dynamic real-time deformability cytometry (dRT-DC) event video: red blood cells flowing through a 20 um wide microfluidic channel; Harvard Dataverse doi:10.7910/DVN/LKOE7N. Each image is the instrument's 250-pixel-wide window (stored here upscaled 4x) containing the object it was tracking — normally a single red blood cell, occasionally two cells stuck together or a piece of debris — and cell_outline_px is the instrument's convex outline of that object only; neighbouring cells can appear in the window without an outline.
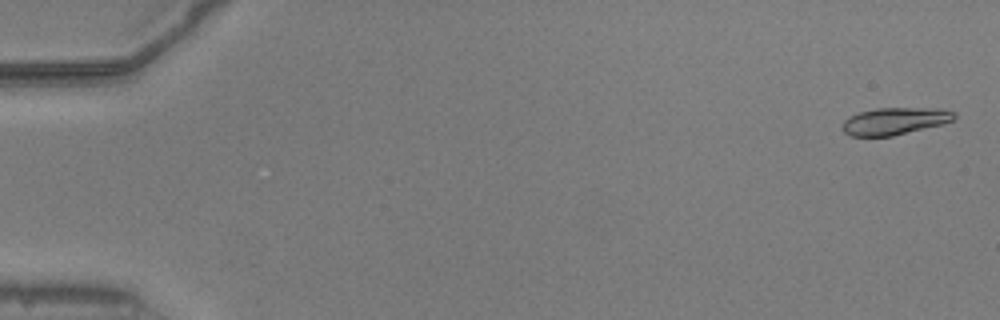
{"species": "common noctule bat (a hibernating species)", "species_latin": "Nyctalus noctula", "temperature_condition": "warm", "stored_images_in_passage": 53, "camera_frame_rate_fps": 3000, "um_per_image_px": 0.085, "animal": {"sex": "male", "body_mass_g": 20.5, "forearm_length_mm": 52.5}, "frame": {"image": 1, "passage_image": 2, "time_ms": 0.333, "image_size_px": [1000, 320], "cell_outline_px": [[956, 116], [952, 120], [944, 124], [892, 136], [852, 136], [844, 132], [844, 120], [860, 112], [876, 108], [940, 108], [956, 112]], "centroid_in_image_um": [76.12, 10.29], "position_along_channel_um": 8.9, "area_um2": 17.57}}
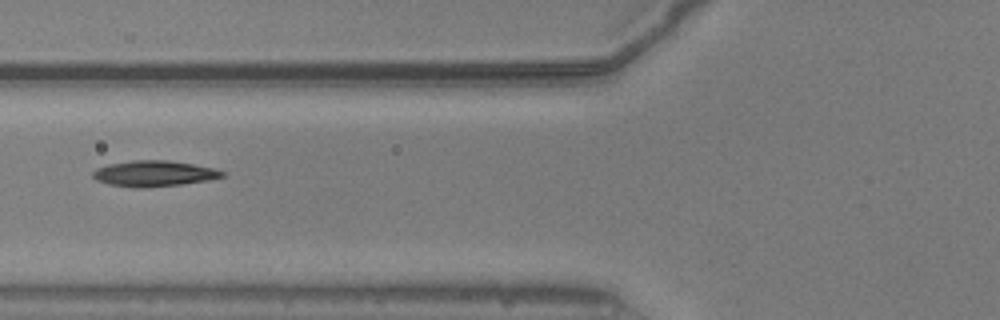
{"frame": {"image": 2, "passage_image": 22, "time_ms": 7.0, "image_size_px": [1000, 320], "cell_outline_px": [[224, 176], [208, 180], [180, 184], [144, 188], [132, 188], [108, 184], [96, 180], [92, 176], [92, 172], [96, 168], [108, 164], [132, 160], [168, 160], [216, 168], [224, 172]], "centroid_in_image_um": [13.05, 14.75], "position_along_channel_um": 112.8, "area_um2": 19.54}}
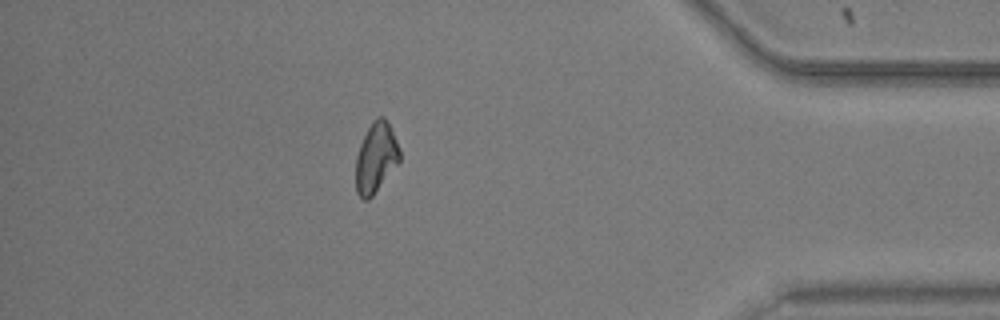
{"frame": {"image": 3, "passage_image": 47, "time_ms": 15.333, "image_size_px": [1000, 320], "cell_outline_px": [[400, 160], [372, 196], [368, 200], [364, 200], [356, 192], [356, 156], [360, 144], [372, 120], [376, 116], [384, 116], [400, 148]], "centroid_in_image_um": [31.94, 13.39], "position_along_channel_um": 403.3, "area_um2": 17.69}, "authors_computed_cell_mechanics": {"area_um2": 18.1492, "velocity_mm_per_s": 3.9167, "shape_relaxation_time_tau1_ms": 3.5791, "shape_relaxation_time_tau2_ms": 3.4235, "deformation_change_tau1": 0.1303, "deformation_change_tau2": 0.0841}}